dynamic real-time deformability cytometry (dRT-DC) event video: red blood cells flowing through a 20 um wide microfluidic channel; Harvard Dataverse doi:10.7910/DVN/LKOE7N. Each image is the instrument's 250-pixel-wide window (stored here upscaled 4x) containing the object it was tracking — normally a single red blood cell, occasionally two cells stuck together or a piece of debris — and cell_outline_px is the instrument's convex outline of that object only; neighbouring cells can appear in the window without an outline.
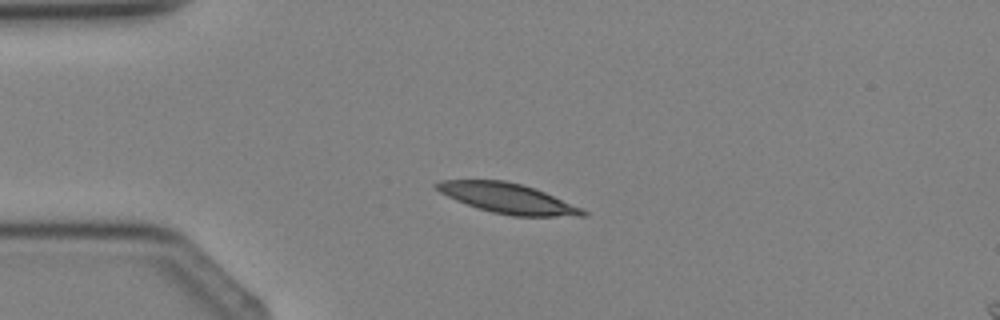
{"species": "Egyptian fruit bat (a non-hibernating species)", "species_latin": "Rousettus aegyptiacus", "temperature_condition": "cold", "stored_images_in_passage": 2, "camera_frame_rate_fps": 3000, "um_per_image_px": 0.085, "animal": {"sex": "female"}, "frame": {"image": 1, "passage_image": 1, "time_ms": 0.0, "image_size_px": [1000, 320], "cell_outline_px": [[588, 216], [512, 216], [492, 212], [456, 200], [440, 192], [432, 184], [440, 180], [504, 180], [536, 188], [580, 208], [588, 212]], "centroid_in_image_um": [43.14, 16.85], "position_along_channel_um": 41.9, "area_um2": 25.26}}